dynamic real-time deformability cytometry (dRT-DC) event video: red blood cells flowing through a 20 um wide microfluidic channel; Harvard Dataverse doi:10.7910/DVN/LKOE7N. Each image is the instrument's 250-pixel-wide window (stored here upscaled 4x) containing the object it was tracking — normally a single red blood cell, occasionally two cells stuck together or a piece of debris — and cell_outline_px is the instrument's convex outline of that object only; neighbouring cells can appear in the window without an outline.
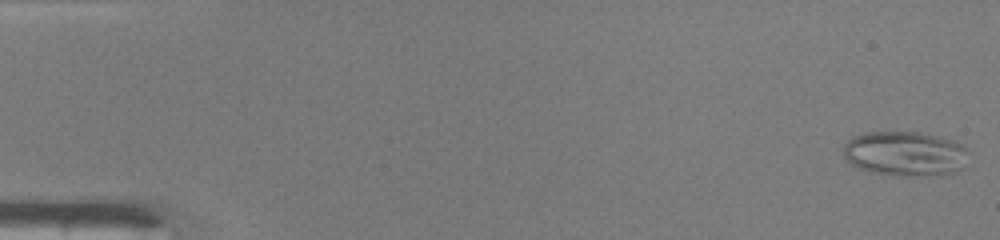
{"species": "common noctule bat (a hibernating species)", "species_latin": "Nyctalus noctula", "temperature_condition": "warm", "stored_images_in_passage": 48, "camera_frame_rate_fps": 3000, "um_per_image_px": 0.085, "animal": {"sex": "male", "body_mass_g": 19.0, "forearm_length_mm": 50.8}, "frame": {"image": 1, "passage_image": 1, "time_ms": 0.0, "image_size_px": [1000, 240], "cell_outline_px": [[972, 152], [964, 168], [956, 172], [940, 176], [900, 176], [872, 172], [856, 168], [844, 156], [844, 144], [852, 136], [868, 132], [920, 132], [952, 140], [968, 148]], "centroid_in_image_um": [77.01, 13.08], "position_along_channel_um": 8.0, "area_um2": 33.35}}
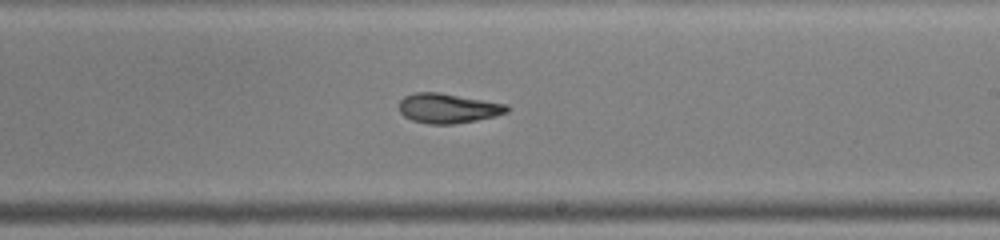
{"frame": {"image": 2, "passage_image": 29, "time_ms": 9.333, "image_size_px": [1000, 240], "cell_outline_px": [[508, 112], [496, 116], [476, 120], [452, 124], [428, 124], [412, 120], [404, 116], [400, 112], [400, 100], [404, 96], [416, 92], [440, 92], [508, 104]], "centroid_in_image_um": [38.09, 9.2], "position_along_channel_um": 250.9, "area_um2": 18.73}}
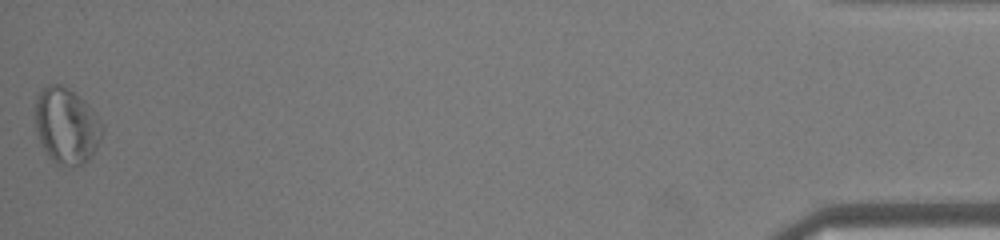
{"frame": {"image": 3, "passage_image": 48, "time_ms": 15.667, "image_size_px": [1000, 240], "cell_outline_px": [[104, 128], [100, 140], [92, 156], [84, 164], [76, 168], [56, 164], [48, 156], [40, 140], [36, 128], [36, 96], [48, 84], [60, 84], [68, 88], [84, 100], [96, 112], [104, 124]], "centroid_in_image_um": [5.69, 10.71], "position_along_channel_um": 429.5, "area_um2": 30.0}, "authors_computed_cell_mechanics": {"area_um2": 21.5594, "velocity_mm_per_s": 4.2315, "shape_relaxation_time_tau1_ms": null, "shape_relaxation_time_tau2_ms": 2.1526, "deformation_change_tau1": null, "deformation_change_tau2": 0.0872}}